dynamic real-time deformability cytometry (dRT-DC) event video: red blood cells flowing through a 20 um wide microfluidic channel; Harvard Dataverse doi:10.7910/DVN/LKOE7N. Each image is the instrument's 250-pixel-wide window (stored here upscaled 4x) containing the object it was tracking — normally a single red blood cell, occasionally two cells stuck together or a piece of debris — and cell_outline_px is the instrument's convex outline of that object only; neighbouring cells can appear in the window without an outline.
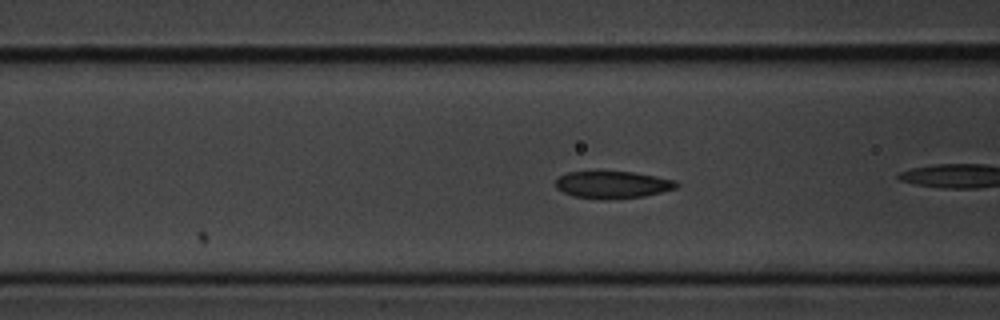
{"species": "common noctule bat (a hibernating species)", "species_latin": "Nyctalus noctula", "temperature_condition": "cold", "stored_images_in_passage": 7, "camera_frame_rate_fps": 3000, "um_per_image_px": 0.085, "animal": {"sex": "male", "body_mass_g": 20.1, "forearm_length_mm": 53.5}, "frame": {"image": 1, "passage_image": 5, "time_ms": 1.333, "image_size_px": [1000, 320], "cell_outline_px": [[680, 184], [676, 188], [644, 196], [604, 200], [600, 200], [572, 196], [556, 188], [556, 180], [560, 176], [568, 172], [632, 172], [656, 176], [676, 180]], "centroid_in_image_um": [52.08, 15.71], "position_along_channel_um": 114.5, "area_um2": 19.13}}
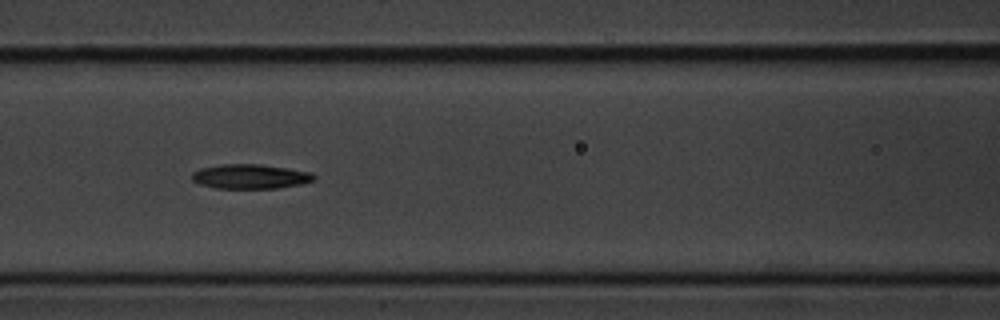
{"frame": {"image": 2, "passage_image": 6, "time_ms": 1.667, "image_size_px": [1000, 320], "cell_outline_px": [[316, 180], [300, 184], [280, 188], [216, 188], [200, 184], [192, 180], [192, 172], [200, 168], [216, 164], [260, 164], [312, 172], [316, 176]], "centroid_in_image_um": [21.28, 14.99], "position_along_channel_um": 145.3, "area_um2": 17.57}}